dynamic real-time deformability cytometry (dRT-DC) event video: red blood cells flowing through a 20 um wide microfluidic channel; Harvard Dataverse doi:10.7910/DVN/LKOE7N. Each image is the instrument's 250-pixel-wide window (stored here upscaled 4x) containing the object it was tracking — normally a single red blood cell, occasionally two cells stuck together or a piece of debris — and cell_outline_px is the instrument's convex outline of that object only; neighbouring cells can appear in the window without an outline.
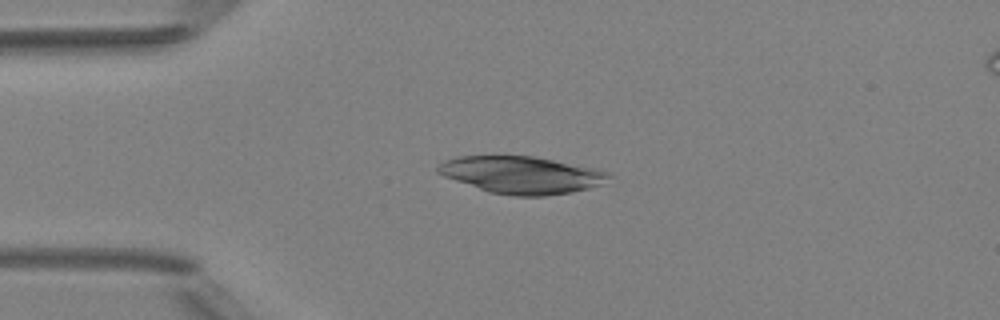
{"species": "Egyptian fruit bat (a non-hibernating species)", "species_latin": "Rousettus aegyptiacus", "temperature_condition": "room temperature", "stored_images_in_passage": 4, "camera_frame_rate_fps": 3000, "um_per_image_px": 0.085, "animal": {"sex": "female"}, "frame": {"image": 1, "passage_image": 2, "time_ms": 2.0, "image_size_px": [1000, 320], "cell_outline_px": [[612, 176], [600, 184], [588, 188], [572, 192], [544, 196], [516, 196], [488, 192], [444, 176], [436, 172], [436, 168], [444, 160], [460, 156], [536, 156], [596, 168], [608, 172]], "centroid_in_image_um": [44.33, 14.86], "position_along_channel_um": 40.7, "area_um2": 36.99}}
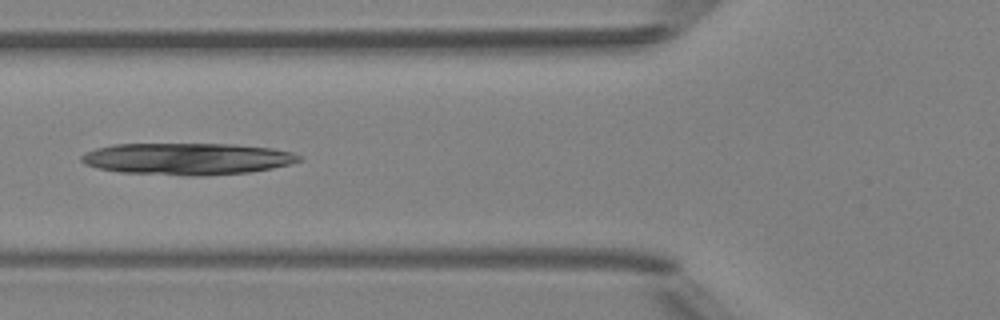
{"frame": {"image": 2, "passage_image": 4, "time_ms": 4.333, "image_size_px": [1000, 320], "cell_outline_px": [[304, 160], [272, 168], [248, 172], [204, 176], [184, 176], [120, 172], [96, 168], [84, 164], [80, 160], [80, 156], [84, 152], [96, 148], [112, 144], [232, 144], [272, 148], [292, 152], [300, 156]], "centroid_in_image_um": [15.87, 13.5], "position_along_channel_um": 109.9, "area_um2": 40.63}}